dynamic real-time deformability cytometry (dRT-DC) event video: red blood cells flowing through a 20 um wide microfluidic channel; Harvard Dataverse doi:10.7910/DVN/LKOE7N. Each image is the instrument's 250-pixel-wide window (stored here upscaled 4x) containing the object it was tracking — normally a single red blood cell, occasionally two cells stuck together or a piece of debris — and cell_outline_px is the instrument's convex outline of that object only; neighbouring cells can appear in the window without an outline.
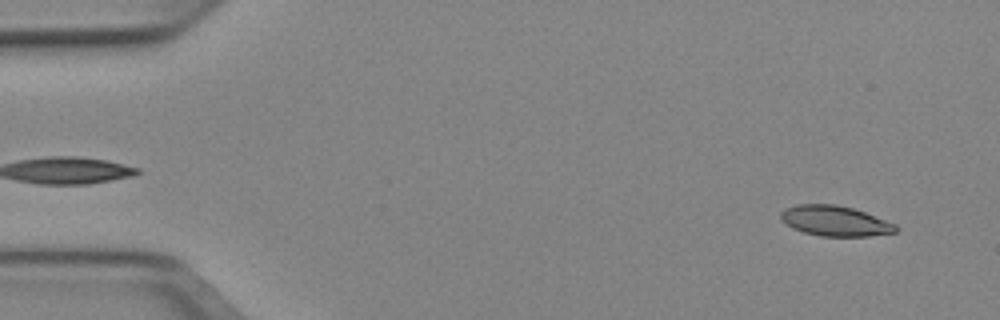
{"species": "Egyptian fruit bat (a non-hibernating species)", "species_latin": "Rousettus aegyptiacus", "temperature_condition": "cold", "stored_images_in_passage": 52, "camera_frame_rate_fps": 3000, "um_per_image_px": 0.085, "animal": {"sex": "female"}, "frame": {"image": 1, "passage_image": 4, "time_ms": 1.0, "image_size_px": [1000, 320], "cell_outline_px": [[900, 228], [896, 232], [868, 236], [820, 236], [804, 232], [792, 228], [780, 220], [780, 212], [784, 208], [796, 204], [836, 204], [852, 208], [864, 212], [896, 224]], "centroid_in_image_um": [70.95, 18.77], "position_along_channel_um": 14.1, "area_um2": 20.4}}
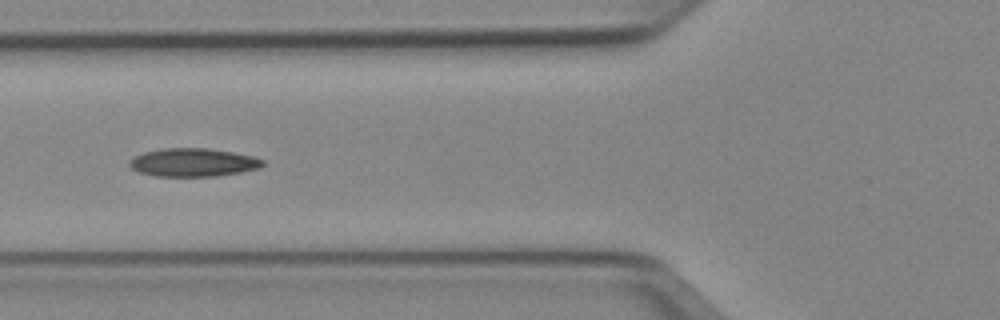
{"frame": {"image": 2, "passage_image": 20, "time_ms": 6.333, "image_size_px": [1000, 320], "cell_outline_px": [[264, 164], [260, 168], [240, 172], [216, 176], [156, 176], [140, 172], [132, 168], [128, 164], [128, 160], [144, 152], [164, 148], [208, 148], [232, 152], [252, 156], [264, 160]], "centroid_in_image_um": [16.42, 13.8], "position_along_channel_um": 109.4, "area_um2": 21.85}}
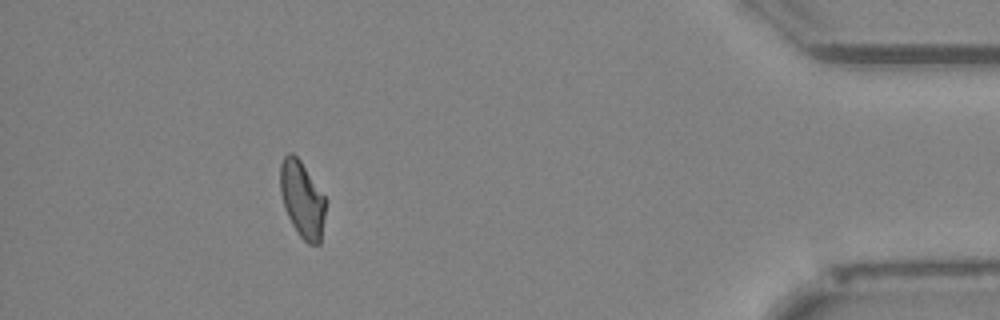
{"frame": {"image": 3, "passage_image": 47, "time_ms": 15.333, "image_size_px": [1000, 320], "cell_outline_px": [[324, 216], [320, 244], [308, 244], [300, 236], [292, 224], [284, 208], [280, 192], [280, 164], [284, 156], [288, 152], [292, 152], [300, 160], [324, 196]], "centroid_in_image_um": [25.65, 16.93], "position_along_channel_um": 409.6, "area_um2": 19.88}, "authors_computed_cell_mechanics": {"area_um2": 20.8658, "velocity_mm_per_s": 3.9342, "shape_relaxation_time_tau1_ms": 10.5848, "shape_relaxation_time_tau2_ms": 5.2545, "deformation_change_tau1": 0.2143, "deformation_change_tau2": 0.1065}}